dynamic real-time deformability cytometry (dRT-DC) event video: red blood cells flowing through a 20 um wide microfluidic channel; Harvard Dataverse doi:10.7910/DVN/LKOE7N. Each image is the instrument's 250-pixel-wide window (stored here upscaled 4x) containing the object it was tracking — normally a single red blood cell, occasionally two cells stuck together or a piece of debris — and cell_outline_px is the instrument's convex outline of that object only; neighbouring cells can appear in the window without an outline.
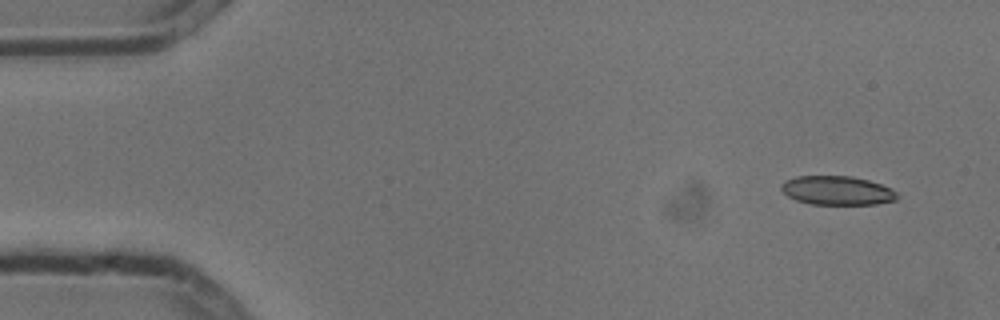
{"species": "common noctule bat (a hibernating species)", "species_latin": "Nyctalus noctula", "temperature_condition": "cold", "stored_images_in_passage": 7, "camera_frame_rate_fps": 3000, "um_per_image_px": 0.085, "animal": {"sex": "male", "body_mass_g": 13.3}, "frame": {"image": 1, "passage_image": 1, "time_ms": 0.0, "image_size_px": [1000, 320], "cell_outline_px": [[896, 200], [876, 204], [812, 204], [796, 200], [788, 196], [780, 188], [780, 184], [784, 180], [796, 176], [852, 176], [868, 180], [892, 188], [896, 192]], "centroid_in_image_um": [71.13, 16.18], "position_along_channel_um": 13.9, "area_um2": 19.54}}
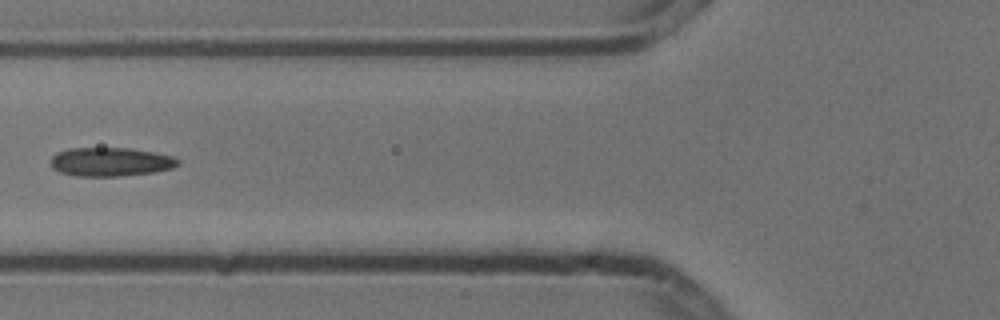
{"frame": {"image": 2, "passage_image": 6, "time_ms": 1.667, "image_size_px": [1000, 320], "cell_outline_px": [[180, 164], [172, 168], [152, 172], [120, 176], [76, 176], [60, 172], [52, 168], [52, 156], [56, 152], [68, 148], [132, 148], [172, 156], [180, 160]], "centroid_in_image_um": [9.39, 13.75], "position_along_channel_um": 116.4, "area_um2": 21.33}}
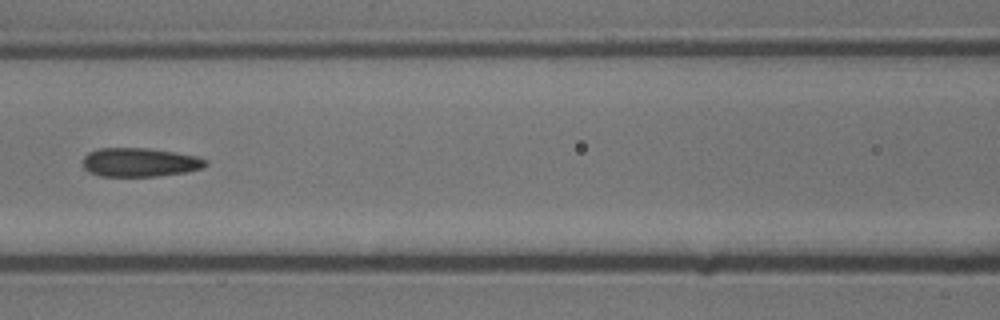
{"frame": {"image": 3, "passage_image": 7, "time_ms": 2.0, "image_size_px": [1000, 320], "cell_outline_px": [[208, 164], [204, 168], [184, 172], [156, 176], [100, 176], [88, 172], [84, 168], [84, 156], [88, 152], [96, 148], [148, 148], [176, 152], [196, 156], [208, 160]], "centroid_in_image_um": [11.89, 13.79], "position_along_channel_um": 154.7, "area_um2": 20.75}}